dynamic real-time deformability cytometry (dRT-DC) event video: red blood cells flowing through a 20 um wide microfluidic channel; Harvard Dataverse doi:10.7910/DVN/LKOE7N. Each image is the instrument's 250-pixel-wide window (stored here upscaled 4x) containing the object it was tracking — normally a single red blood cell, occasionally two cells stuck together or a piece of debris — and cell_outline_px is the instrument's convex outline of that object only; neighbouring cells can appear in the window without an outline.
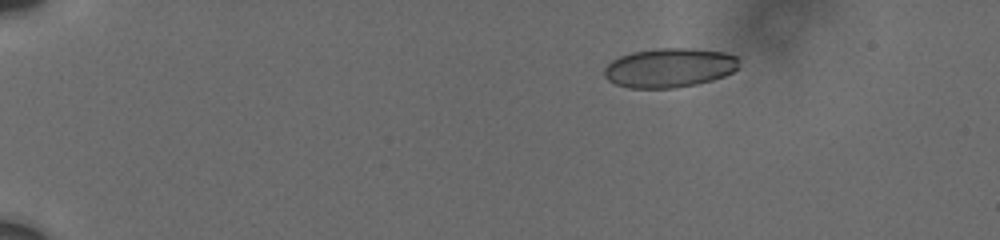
{"species": "human", "species_latin": "Homo sapiens", "temperature_condition": "cold", "stored_images_in_passage": 4, "camera_frame_rate_fps": 3000, "um_per_image_px": 0.085, "donor": {"sex": "male"}, "frame": {"image": 1, "passage_image": 1, "time_ms": 0.0, "image_size_px": [1000, 240], "cell_outline_px": [[740, 68], [724, 76], [712, 80], [696, 84], [676, 88], [628, 88], [616, 84], [608, 80], [604, 76], [604, 68], [612, 60], [620, 56], [632, 52], [656, 48], [688, 48], [724, 52], [740, 56]], "centroid_in_image_um": [56.94, 5.76], "position_along_channel_um": 28.1, "area_um2": 31.21}}